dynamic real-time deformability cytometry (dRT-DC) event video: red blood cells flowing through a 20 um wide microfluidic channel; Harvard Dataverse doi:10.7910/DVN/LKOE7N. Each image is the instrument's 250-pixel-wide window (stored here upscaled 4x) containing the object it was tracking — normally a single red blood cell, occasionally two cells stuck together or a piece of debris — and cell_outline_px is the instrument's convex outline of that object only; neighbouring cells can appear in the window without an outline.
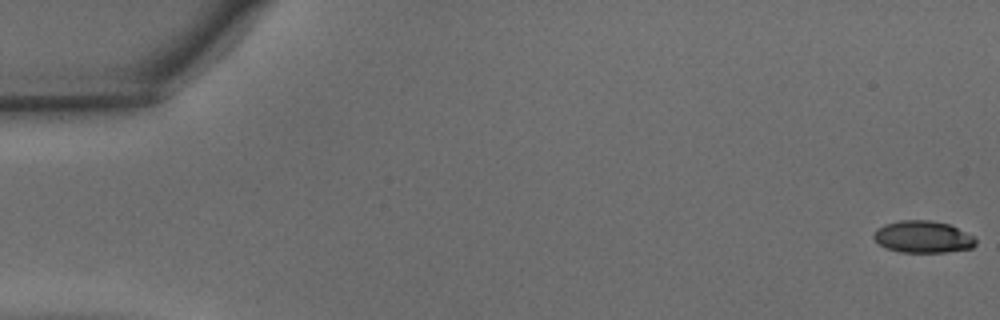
{"species": "common noctule bat (a hibernating species)", "species_latin": "Nyctalus noctula", "temperature_condition": "warm", "stored_images_in_passage": 9, "camera_frame_rate_fps": 3000, "um_per_image_px": 0.085, "animal": {"sex": "male", "body_mass_g": 15.6}, "frame": {"image": 1, "passage_image": 1, "time_ms": 0.0, "image_size_px": [1000, 320], "cell_outline_px": [[976, 244], [972, 248], [944, 252], [900, 252], [884, 248], [872, 236], [876, 228], [884, 224], [900, 220], [932, 220], [948, 224], [972, 236], [976, 240]], "centroid_in_image_um": [78.4, 20.13], "position_along_channel_um": 6.6, "area_um2": 18.96}}